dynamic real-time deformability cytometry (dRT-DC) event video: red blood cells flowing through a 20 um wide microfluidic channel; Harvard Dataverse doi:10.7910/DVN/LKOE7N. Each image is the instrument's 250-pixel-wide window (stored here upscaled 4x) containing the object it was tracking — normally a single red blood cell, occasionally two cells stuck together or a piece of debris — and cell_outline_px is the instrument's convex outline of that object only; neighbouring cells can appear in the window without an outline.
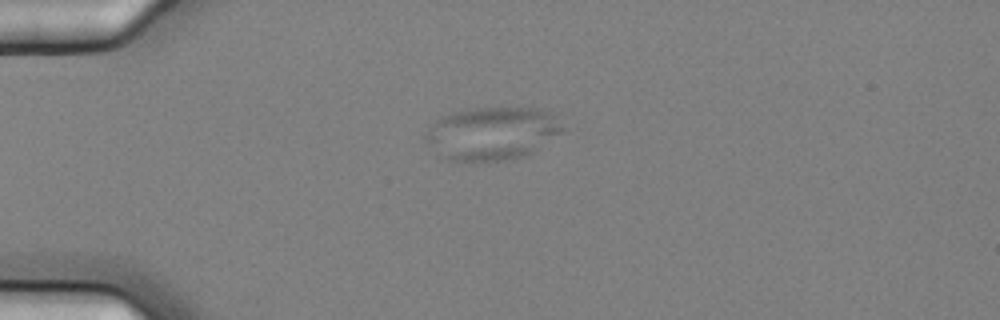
{"species": "common noctule bat (a hibernating species)", "species_latin": "Nyctalus noctula", "temperature_condition": "cold", "stored_images_in_passage": 3, "camera_frame_rate_fps": 3000, "um_per_image_px": 0.085, "animal": {"sex": "female", "body_mass_g": 25.1}, "frame": {"image": 1, "passage_image": 1, "time_ms": 0.0, "image_size_px": [1000, 320], "cell_outline_px": [[564, 132], [524, 156], [504, 160], [448, 160], [424, 140], [424, 132], [440, 116], [452, 112], [472, 108], [540, 108], [556, 112], [564, 128]], "centroid_in_image_um": [41.87, 11.3], "position_along_channel_um": 43.1, "area_um2": 42.37}}